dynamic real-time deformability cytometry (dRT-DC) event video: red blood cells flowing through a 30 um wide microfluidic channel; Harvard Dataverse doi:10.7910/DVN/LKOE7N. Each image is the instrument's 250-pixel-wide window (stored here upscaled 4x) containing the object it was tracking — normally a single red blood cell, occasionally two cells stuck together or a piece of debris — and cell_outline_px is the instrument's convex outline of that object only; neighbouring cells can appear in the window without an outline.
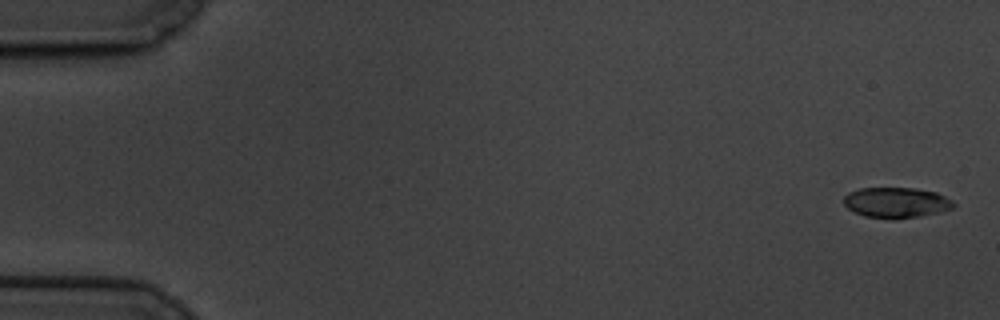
{"species": "common noctule bat (a hibernating species)", "species_latin": "Nyctalus noctula", "temperature_condition": "cold", "stored_images_in_passage": 61, "camera_frame_rate_fps": 3000, "um_per_image_px": 0.085, "animal": {"sex": "male", "body_mass_g": 19.5, "forearm_length_mm": 54.6}, "frame": {"image": 1, "passage_image": 2, "time_ms": 0.333, "image_size_px": [1000, 320], "cell_outline_px": [[956, 204], [952, 208], [940, 212], [920, 216], [892, 220], [864, 216], [848, 208], [844, 204], [844, 196], [848, 192], [860, 188], [916, 188], [936, 192], [952, 200]], "centroid_in_image_um": [76.18, 17.22], "position_along_channel_um": 8.8, "area_um2": 19.65}}
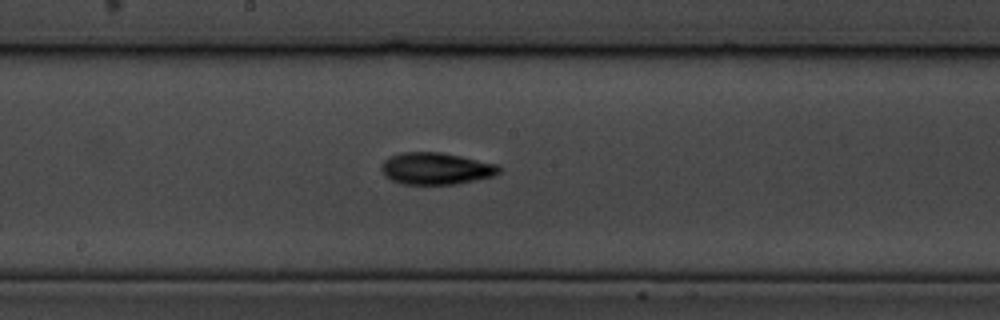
{"frame": {"image": 2, "passage_image": 33, "time_ms": 10.667, "image_size_px": [1000, 320], "cell_outline_px": [[500, 172], [492, 176], [476, 180], [456, 184], [404, 184], [392, 180], [384, 176], [380, 168], [384, 160], [400, 152], [440, 152], [460, 156], [496, 164], [500, 168]], "centroid_in_image_um": [37.03, 14.33], "position_along_channel_um": 211.2, "area_um2": 21.73}}
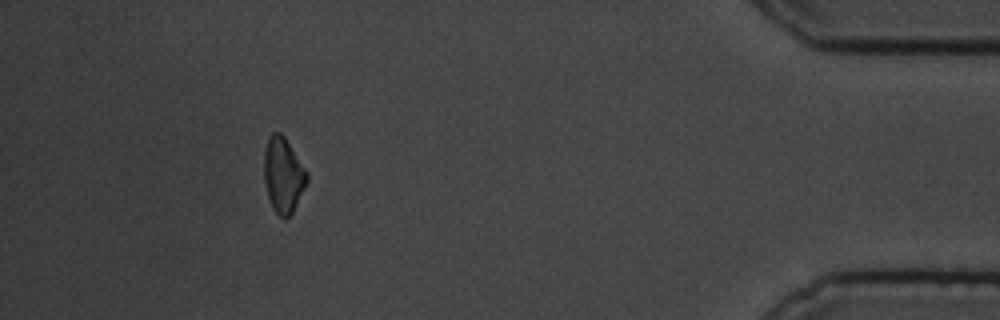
{"frame": {"image": 3, "passage_image": 56, "time_ms": 18.333, "image_size_px": [1000, 320], "cell_outline_px": [[308, 180], [292, 212], [284, 220], [272, 208], [268, 196], [264, 180], [264, 152], [268, 136], [272, 132], [280, 132], [284, 136], [308, 172]], "centroid_in_image_um": [24.06, 14.85], "position_along_channel_um": 411.1, "area_um2": 18.73}, "authors_computed_cell_mechanics": {"area_um2": 20.1144, "velocity_mm_per_s": 3.314, "shape_relaxation_time_tau1_ms": 3.6992, "shape_relaxation_time_tau2_ms": 4.3833, "deformation_change_tau1": 0.151, "deformation_change_tau2": 0.0925}}